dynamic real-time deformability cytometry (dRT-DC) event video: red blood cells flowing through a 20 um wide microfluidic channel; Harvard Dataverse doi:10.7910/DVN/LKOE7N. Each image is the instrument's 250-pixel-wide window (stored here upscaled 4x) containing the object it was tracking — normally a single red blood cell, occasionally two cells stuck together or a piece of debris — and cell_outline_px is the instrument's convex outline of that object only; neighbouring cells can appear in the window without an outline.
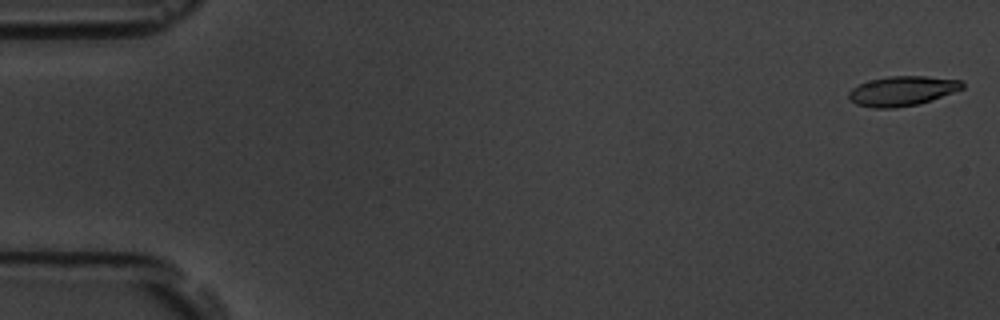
{"species": "common noctule bat (a hibernating species)", "species_latin": "Nyctalus noctula", "temperature_condition": "room temperature", "stored_images_in_passage": 5, "camera_frame_rate_fps": 3000, "um_per_image_px": 0.085, "animal": {"sex": "male", "body_mass_g": 19.5, "forearm_length_mm": 54.6}, "frame": {"image": 1, "passage_image": 1, "time_ms": 0.0, "image_size_px": [1000, 320], "cell_outline_px": [[964, 88], [932, 100], [916, 104], [896, 108], [872, 108], [856, 104], [848, 100], [848, 92], [852, 88], [860, 84], [872, 80], [888, 76], [928, 76], [960, 80], [964, 84]], "centroid_in_image_um": [76.67, 7.73], "position_along_channel_um": 8.3, "area_um2": 19.65}}
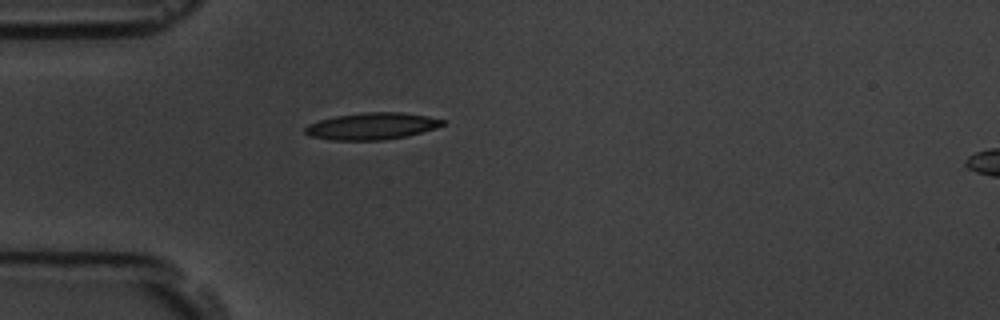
{"frame": {"image": 2, "passage_image": 5, "time_ms": 5.0, "image_size_px": [1000, 320], "cell_outline_px": [[448, 120], [444, 124], [408, 136], [384, 140], [332, 140], [308, 136], [304, 132], [304, 128], [308, 124], [320, 120], [336, 116], [364, 112], [404, 112], [428, 116]], "centroid_in_image_um": [31.6, 10.72], "position_along_channel_um": 53.4, "area_um2": 21.56}}